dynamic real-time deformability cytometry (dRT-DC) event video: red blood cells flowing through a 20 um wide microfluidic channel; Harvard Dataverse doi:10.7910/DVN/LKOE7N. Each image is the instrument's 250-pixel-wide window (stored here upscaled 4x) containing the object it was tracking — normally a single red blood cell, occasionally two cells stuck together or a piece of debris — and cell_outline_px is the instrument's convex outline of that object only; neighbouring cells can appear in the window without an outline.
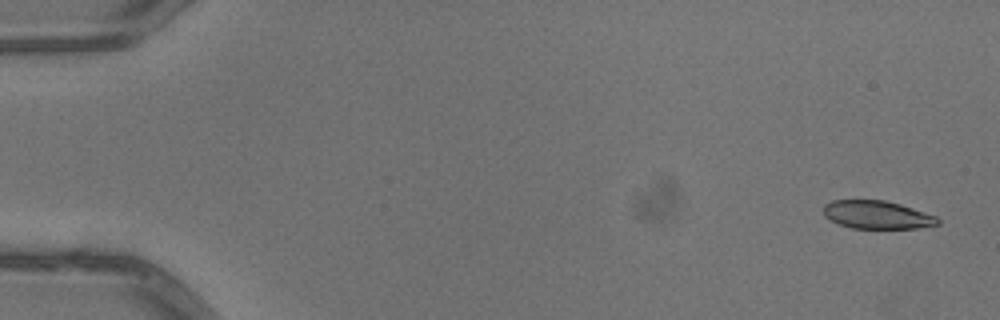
{"species": "common noctule bat (a hibernating species)", "species_latin": "Nyctalus noctula", "temperature_condition": "warm", "stored_images_in_passage": 3, "camera_frame_rate_fps": 3000, "um_per_image_px": 0.085, "animal": {"sex": "male", "body_mass_g": 13.3}, "frame": {"image": 1, "passage_image": 1, "time_ms": 0.0, "image_size_px": [1000, 320], "cell_outline_px": [[940, 224], [916, 228], [852, 228], [840, 224], [824, 216], [824, 204], [832, 200], [884, 200], [900, 204], [936, 216], [940, 220]], "centroid_in_image_um": [74.55, 18.25], "position_along_channel_um": 10.5, "area_um2": 18.55}}
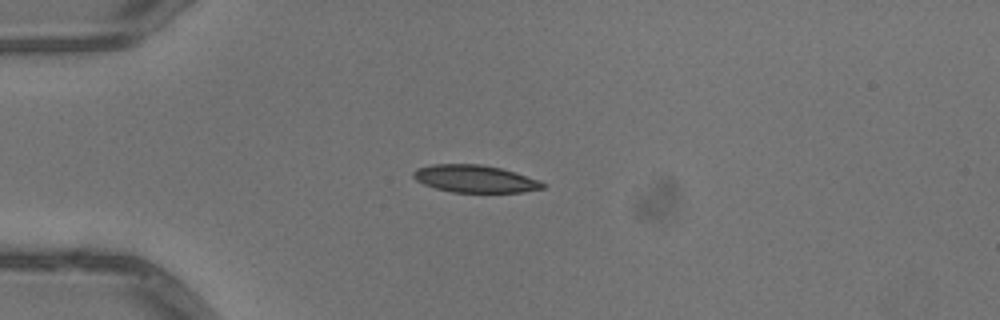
{"frame": {"image": 2, "passage_image": 3, "time_ms": 0.667, "image_size_px": [1000, 320], "cell_outline_px": [[544, 188], [520, 192], [452, 192], [436, 188], [424, 184], [416, 180], [412, 176], [412, 172], [416, 168], [432, 164], [480, 164], [500, 168], [516, 172], [540, 180], [544, 184]], "centroid_in_image_um": [40.35, 15.19], "position_along_channel_um": 44.7, "area_um2": 20.63}}